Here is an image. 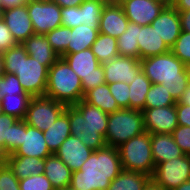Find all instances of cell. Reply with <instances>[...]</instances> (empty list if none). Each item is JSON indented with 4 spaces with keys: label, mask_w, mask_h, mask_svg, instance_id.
<instances>
[{
    "label": "cell",
    "mask_w": 190,
    "mask_h": 190,
    "mask_svg": "<svg viewBox=\"0 0 190 190\" xmlns=\"http://www.w3.org/2000/svg\"><path fill=\"white\" fill-rule=\"evenodd\" d=\"M2 20L19 44H22L31 35L35 34L26 4L4 9L2 11Z\"/></svg>",
    "instance_id": "cell-15"
},
{
    "label": "cell",
    "mask_w": 190,
    "mask_h": 190,
    "mask_svg": "<svg viewBox=\"0 0 190 190\" xmlns=\"http://www.w3.org/2000/svg\"><path fill=\"white\" fill-rule=\"evenodd\" d=\"M171 135L183 153L190 155V127L178 125Z\"/></svg>",
    "instance_id": "cell-44"
},
{
    "label": "cell",
    "mask_w": 190,
    "mask_h": 190,
    "mask_svg": "<svg viewBox=\"0 0 190 190\" xmlns=\"http://www.w3.org/2000/svg\"><path fill=\"white\" fill-rule=\"evenodd\" d=\"M66 105L46 96L32 97L25 118L28 125L45 131L65 111Z\"/></svg>",
    "instance_id": "cell-9"
},
{
    "label": "cell",
    "mask_w": 190,
    "mask_h": 190,
    "mask_svg": "<svg viewBox=\"0 0 190 190\" xmlns=\"http://www.w3.org/2000/svg\"><path fill=\"white\" fill-rule=\"evenodd\" d=\"M99 29L88 27L84 24L69 28L68 53H77L91 48L96 41Z\"/></svg>",
    "instance_id": "cell-26"
},
{
    "label": "cell",
    "mask_w": 190,
    "mask_h": 190,
    "mask_svg": "<svg viewBox=\"0 0 190 190\" xmlns=\"http://www.w3.org/2000/svg\"><path fill=\"white\" fill-rule=\"evenodd\" d=\"M52 1L57 3L61 8H63V7L80 6V4L85 0H52Z\"/></svg>",
    "instance_id": "cell-49"
},
{
    "label": "cell",
    "mask_w": 190,
    "mask_h": 190,
    "mask_svg": "<svg viewBox=\"0 0 190 190\" xmlns=\"http://www.w3.org/2000/svg\"><path fill=\"white\" fill-rule=\"evenodd\" d=\"M103 2H105L106 4H111V3H120L121 0H101Z\"/></svg>",
    "instance_id": "cell-56"
},
{
    "label": "cell",
    "mask_w": 190,
    "mask_h": 190,
    "mask_svg": "<svg viewBox=\"0 0 190 190\" xmlns=\"http://www.w3.org/2000/svg\"><path fill=\"white\" fill-rule=\"evenodd\" d=\"M139 59L161 55L170 51V48L151 26L138 25Z\"/></svg>",
    "instance_id": "cell-20"
},
{
    "label": "cell",
    "mask_w": 190,
    "mask_h": 190,
    "mask_svg": "<svg viewBox=\"0 0 190 190\" xmlns=\"http://www.w3.org/2000/svg\"><path fill=\"white\" fill-rule=\"evenodd\" d=\"M179 102L190 106V84L188 85V88L184 91Z\"/></svg>",
    "instance_id": "cell-52"
},
{
    "label": "cell",
    "mask_w": 190,
    "mask_h": 190,
    "mask_svg": "<svg viewBox=\"0 0 190 190\" xmlns=\"http://www.w3.org/2000/svg\"><path fill=\"white\" fill-rule=\"evenodd\" d=\"M29 0H1V6L2 10L10 7H16V6H21L24 5L28 2Z\"/></svg>",
    "instance_id": "cell-48"
},
{
    "label": "cell",
    "mask_w": 190,
    "mask_h": 190,
    "mask_svg": "<svg viewBox=\"0 0 190 190\" xmlns=\"http://www.w3.org/2000/svg\"><path fill=\"white\" fill-rule=\"evenodd\" d=\"M109 90L120 108H129V84L125 82L109 83Z\"/></svg>",
    "instance_id": "cell-40"
},
{
    "label": "cell",
    "mask_w": 190,
    "mask_h": 190,
    "mask_svg": "<svg viewBox=\"0 0 190 190\" xmlns=\"http://www.w3.org/2000/svg\"><path fill=\"white\" fill-rule=\"evenodd\" d=\"M176 101L161 84H152L146 95L145 108H156L175 105Z\"/></svg>",
    "instance_id": "cell-34"
},
{
    "label": "cell",
    "mask_w": 190,
    "mask_h": 190,
    "mask_svg": "<svg viewBox=\"0 0 190 190\" xmlns=\"http://www.w3.org/2000/svg\"><path fill=\"white\" fill-rule=\"evenodd\" d=\"M22 45L28 56L41 62L48 69L60 58L45 35L33 34Z\"/></svg>",
    "instance_id": "cell-21"
},
{
    "label": "cell",
    "mask_w": 190,
    "mask_h": 190,
    "mask_svg": "<svg viewBox=\"0 0 190 190\" xmlns=\"http://www.w3.org/2000/svg\"><path fill=\"white\" fill-rule=\"evenodd\" d=\"M17 120L15 117L7 114L0 115V150L4 156H8L10 126Z\"/></svg>",
    "instance_id": "cell-41"
},
{
    "label": "cell",
    "mask_w": 190,
    "mask_h": 190,
    "mask_svg": "<svg viewBox=\"0 0 190 190\" xmlns=\"http://www.w3.org/2000/svg\"><path fill=\"white\" fill-rule=\"evenodd\" d=\"M186 71H187L188 79H189V82H190V64L186 65Z\"/></svg>",
    "instance_id": "cell-58"
},
{
    "label": "cell",
    "mask_w": 190,
    "mask_h": 190,
    "mask_svg": "<svg viewBox=\"0 0 190 190\" xmlns=\"http://www.w3.org/2000/svg\"><path fill=\"white\" fill-rule=\"evenodd\" d=\"M142 71L152 84H161L177 102L190 84L186 65L171 51L140 60Z\"/></svg>",
    "instance_id": "cell-3"
},
{
    "label": "cell",
    "mask_w": 190,
    "mask_h": 190,
    "mask_svg": "<svg viewBox=\"0 0 190 190\" xmlns=\"http://www.w3.org/2000/svg\"><path fill=\"white\" fill-rule=\"evenodd\" d=\"M5 74L4 72V62H3V59H2V56L0 54V78Z\"/></svg>",
    "instance_id": "cell-54"
},
{
    "label": "cell",
    "mask_w": 190,
    "mask_h": 190,
    "mask_svg": "<svg viewBox=\"0 0 190 190\" xmlns=\"http://www.w3.org/2000/svg\"><path fill=\"white\" fill-rule=\"evenodd\" d=\"M52 155L47 147L43 131H40L23 120L22 145L8 156H28L45 159Z\"/></svg>",
    "instance_id": "cell-16"
},
{
    "label": "cell",
    "mask_w": 190,
    "mask_h": 190,
    "mask_svg": "<svg viewBox=\"0 0 190 190\" xmlns=\"http://www.w3.org/2000/svg\"><path fill=\"white\" fill-rule=\"evenodd\" d=\"M52 49L62 57L68 54L69 43V28L66 26H60L54 30H51L46 35Z\"/></svg>",
    "instance_id": "cell-35"
},
{
    "label": "cell",
    "mask_w": 190,
    "mask_h": 190,
    "mask_svg": "<svg viewBox=\"0 0 190 190\" xmlns=\"http://www.w3.org/2000/svg\"><path fill=\"white\" fill-rule=\"evenodd\" d=\"M2 9H0V19L2 18Z\"/></svg>",
    "instance_id": "cell-60"
},
{
    "label": "cell",
    "mask_w": 190,
    "mask_h": 190,
    "mask_svg": "<svg viewBox=\"0 0 190 190\" xmlns=\"http://www.w3.org/2000/svg\"><path fill=\"white\" fill-rule=\"evenodd\" d=\"M26 5L35 34L46 35L62 25L61 7L52 0H29Z\"/></svg>",
    "instance_id": "cell-10"
},
{
    "label": "cell",
    "mask_w": 190,
    "mask_h": 190,
    "mask_svg": "<svg viewBox=\"0 0 190 190\" xmlns=\"http://www.w3.org/2000/svg\"><path fill=\"white\" fill-rule=\"evenodd\" d=\"M18 43L14 39L11 31L4 23L2 18L0 19V54L8 50L9 48L17 45Z\"/></svg>",
    "instance_id": "cell-45"
},
{
    "label": "cell",
    "mask_w": 190,
    "mask_h": 190,
    "mask_svg": "<svg viewBox=\"0 0 190 190\" xmlns=\"http://www.w3.org/2000/svg\"><path fill=\"white\" fill-rule=\"evenodd\" d=\"M5 162L19 180L44 173L45 159L28 156H5Z\"/></svg>",
    "instance_id": "cell-24"
},
{
    "label": "cell",
    "mask_w": 190,
    "mask_h": 190,
    "mask_svg": "<svg viewBox=\"0 0 190 190\" xmlns=\"http://www.w3.org/2000/svg\"><path fill=\"white\" fill-rule=\"evenodd\" d=\"M20 190H55L44 174L31 175L19 180Z\"/></svg>",
    "instance_id": "cell-38"
},
{
    "label": "cell",
    "mask_w": 190,
    "mask_h": 190,
    "mask_svg": "<svg viewBox=\"0 0 190 190\" xmlns=\"http://www.w3.org/2000/svg\"><path fill=\"white\" fill-rule=\"evenodd\" d=\"M151 81L145 76L144 72H139L134 81L129 84V108L136 110L145 109L146 95L151 87Z\"/></svg>",
    "instance_id": "cell-29"
},
{
    "label": "cell",
    "mask_w": 190,
    "mask_h": 190,
    "mask_svg": "<svg viewBox=\"0 0 190 190\" xmlns=\"http://www.w3.org/2000/svg\"><path fill=\"white\" fill-rule=\"evenodd\" d=\"M23 138V119H18L10 126L8 155L13 154L21 145Z\"/></svg>",
    "instance_id": "cell-43"
},
{
    "label": "cell",
    "mask_w": 190,
    "mask_h": 190,
    "mask_svg": "<svg viewBox=\"0 0 190 190\" xmlns=\"http://www.w3.org/2000/svg\"><path fill=\"white\" fill-rule=\"evenodd\" d=\"M93 152L89 147L83 144L80 139L70 135L55 152L68 167L74 172L80 170V167L89 158Z\"/></svg>",
    "instance_id": "cell-18"
},
{
    "label": "cell",
    "mask_w": 190,
    "mask_h": 190,
    "mask_svg": "<svg viewBox=\"0 0 190 190\" xmlns=\"http://www.w3.org/2000/svg\"><path fill=\"white\" fill-rule=\"evenodd\" d=\"M28 94L13 73H5L0 78V97L5 95Z\"/></svg>",
    "instance_id": "cell-36"
},
{
    "label": "cell",
    "mask_w": 190,
    "mask_h": 190,
    "mask_svg": "<svg viewBox=\"0 0 190 190\" xmlns=\"http://www.w3.org/2000/svg\"><path fill=\"white\" fill-rule=\"evenodd\" d=\"M151 176L140 172L122 170L110 183L107 190H143Z\"/></svg>",
    "instance_id": "cell-28"
},
{
    "label": "cell",
    "mask_w": 190,
    "mask_h": 190,
    "mask_svg": "<svg viewBox=\"0 0 190 190\" xmlns=\"http://www.w3.org/2000/svg\"><path fill=\"white\" fill-rule=\"evenodd\" d=\"M174 190H190V180L183 182L179 187H176Z\"/></svg>",
    "instance_id": "cell-53"
},
{
    "label": "cell",
    "mask_w": 190,
    "mask_h": 190,
    "mask_svg": "<svg viewBox=\"0 0 190 190\" xmlns=\"http://www.w3.org/2000/svg\"><path fill=\"white\" fill-rule=\"evenodd\" d=\"M177 11L190 10V0H174L172 5Z\"/></svg>",
    "instance_id": "cell-50"
},
{
    "label": "cell",
    "mask_w": 190,
    "mask_h": 190,
    "mask_svg": "<svg viewBox=\"0 0 190 190\" xmlns=\"http://www.w3.org/2000/svg\"><path fill=\"white\" fill-rule=\"evenodd\" d=\"M145 132L141 110L121 108L109 113L105 135L107 146L118 148L120 145Z\"/></svg>",
    "instance_id": "cell-6"
},
{
    "label": "cell",
    "mask_w": 190,
    "mask_h": 190,
    "mask_svg": "<svg viewBox=\"0 0 190 190\" xmlns=\"http://www.w3.org/2000/svg\"><path fill=\"white\" fill-rule=\"evenodd\" d=\"M3 114L2 104H1V97H0V115Z\"/></svg>",
    "instance_id": "cell-59"
},
{
    "label": "cell",
    "mask_w": 190,
    "mask_h": 190,
    "mask_svg": "<svg viewBox=\"0 0 190 190\" xmlns=\"http://www.w3.org/2000/svg\"><path fill=\"white\" fill-rule=\"evenodd\" d=\"M47 147L52 154L59 149L61 144L71 135L68 114L64 111L58 119L43 131Z\"/></svg>",
    "instance_id": "cell-25"
},
{
    "label": "cell",
    "mask_w": 190,
    "mask_h": 190,
    "mask_svg": "<svg viewBox=\"0 0 190 190\" xmlns=\"http://www.w3.org/2000/svg\"><path fill=\"white\" fill-rule=\"evenodd\" d=\"M62 26L70 29L82 24L80 6L61 8Z\"/></svg>",
    "instance_id": "cell-42"
},
{
    "label": "cell",
    "mask_w": 190,
    "mask_h": 190,
    "mask_svg": "<svg viewBox=\"0 0 190 190\" xmlns=\"http://www.w3.org/2000/svg\"><path fill=\"white\" fill-rule=\"evenodd\" d=\"M122 170L153 175L155 163L151 150V134L144 132L118 147Z\"/></svg>",
    "instance_id": "cell-7"
},
{
    "label": "cell",
    "mask_w": 190,
    "mask_h": 190,
    "mask_svg": "<svg viewBox=\"0 0 190 190\" xmlns=\"http://www.w3.org/2000/svg\"><path fill=\"white\" fill-rule=\"evenodd\" d=\"M1 56L4 72L15 74L28 94L32 97L45 95L49 69L28 56L22 44L9 48Z\"/></svg>",
    "instance_id": "cell-4"
},
{
    "label": "cell",
    "mask_w": 190,
    "mask_h": 190,
    "mask_svg": "<svg viewBox=\"0 0 190 190\" xmlns=\"http://www.w3.org/2000/svg\"><path fill=\"white\" fill-rule=\"evenodd\" d=\"M138 24L129 22L126 31L117 38V48L120 56L139 59Z\"/></svg>",
    "instance_id": "cell-30"
},
{
    "label": "cell",
    "mask_w": 190,
    "mask_h": 190,
    "mask_svg": "<svg viewBox=\"0 0 190 190\" xmlns=\"http://www.w3.org/2000/svg\"><path fill=\"white\" fill-rule=\"evenodd\" d=\"M122 165L118 148L105 146L93 151L80 170L72 172L70 190H107L120 174Z\"/></svg>",
    "instance_id": "cell-1"
},
{
    "label": "cell",
    "mask_w": 190,
    "mask_h": 190,
    "mask_svg": "<svg viewBox=\"0 0 190 190\" xmlns=\"http://www.w3.org/2000/svg\"><path fill=\"white\" fill-rule=\"evenodd\" d=\"M105 83L125 82L130 84L135 76L142 71L140 59L116 56L109 62L103 63Z\"/></svg>",
    "instance_id": "cell-13"
},
{
    "label": "cell",
    "mask_w": 190,
    "mask_h": 190,
    "mask_svg": "<svg viewBox=\"0 0 190 190\" xmlns=\"http://www.w3.org/2000/svg\"><path fill=\"white\" fill-rule=\"evenodd\" d=\"M44 96L61 102L66 106H73L84 97L81 79L62 57L48 70Z\"/></svg>",
    "instance_id": "cell-5"
},
{
    "label": "cell",
    "mask_w": 190,
    "mask_h": 190,
    "mask_svg": "<svg viewBox=\"0 0 190 190\" xmlns=\"http://www.w3.org/2000/svg\"><path fill=\"white\" fill-rule=\"evenodd\" d=\"M120 4L129 22L140 26L150 25L166 7L156 0H121Z\"/></svg>",
    "instance_id": "cell-14"
},
{
    "label": "cell",
    "mask_w": 190,
    "mask_h": 190,
    "mask_svg": "<svg viewBox=\"0 0 190 190\" xmlns=\"http://www.w3.org/2000/svg\"><path fill=\"white\" fill-rule=\"evenodd\" d=\"M0 190H20L19 179L6 162L0 164Z\"/></svg>",
    "instance_id": "cell-39"
},
{
    "label": "cell",
    "mask_w": 190,
    "mask_h": 190,
    "mask_svg": "<svg viewBox=\"0 0 190 190\" xmlns=\"http://www.w3.org/2000/svg\"><path fill=\"white\" fill-rule=\"evenodd\" d=\"M32 96L30 94L5 95L1 97L3 114L24 119Z\"/></svg>",
    "instance_id": "cell-32"
},
{
    "label": "cell",
    "mask_w": 190,
    "mask_h": 190,
    "mask_svg": "<svg viewBox=\"0 0 190 190\" xmlns=\"http://www.w3.org/2000/svg\"><path fill=\"white\" fill-rule=\"evenodd\" d=\"M62 58L81 79L84 94L105 83L103 66L96 59L91 48L77 53H68Z\"/></svg>",
    "instance_id": "cell-8"
},
{
    "label": "cell",
    "mask_w": 190,
    "mask_h": 190,
    "mask_svg": "<svg viewBox=\"0 0 190 190\" xmlns=\"http://www.w3.org/2000/svg\"><path fill=\"white\" fill-rule=\"evenodd\" d=\"M170 51L185 65L190 64V32L181 31Z\"/></svg>",
    "instance_id": "cell-37"
},
{
    "label": "cell",
    "mask_w": 190,
    "mask_h": 190,
    "mask_svg": "<svg viewBox=\"0 0 190 190\" xmlns=\"http://www.w3.org/2000/svg\"><path fill=\"white\" fill-rule=\"evenodd\" d=\"M156 1L163 3L165 6H172L174 3V0H156Z\"/></svg>",
    "instance_id": "cell-55"
},
{
    "label": "cell",
    "mask_w": 190,
    "mask_h": 190,
    "mask_svg": "<svg viewBox=\"0 0 190 190\" xmlns=\"http://www.w3.org/2000/svg\"><path fill=\"white\" fill-rule=\"evenodd\" d=\"M151 150L155 166L184 155L171 134H151Z\"/></svg>",
    "instance_id": "cell-23"
},
{
    "label": "cell",
    "mask_w": 190,
    "mask_h": 190,
    "mask_svg": "<svg viewBox=\"0 0 190 190\" xmlns=\"http://www.w3.org/2000/svg\"><path fill=\"white\" fill-rule=\"evenodd\" d=\"M150 25L169 48L175 44L181 33L179 12L173 6H166Z\"/></svg>",
    "instance_id": "cell-17"
},
{
    "label": "cell",
    "mask_w": 190,
    "mask_h": 190,
    "mask_svg": "<svg viewBox=\"0 0 190 190\" xmlns=\"http://www.w3.org/2000/svg\"><path fill=\"white\" fill-rule=\"evenodd\" d=\"M3 162H5V156L0 150V164L3 163Z\"/></svg>",
    "instance_id": "cell-57"
},
{
    "label": "cell",
    "mask_w": 190,
    "mask_h": 190,
    "mask_svg": "<svg viewBox=\"0 0 190 190\" xmlns=\"http://www.w3.org/2000/svg\"><path fill=\"white\" fill-rule=\"evenodd\" d=\"M83 100L108 114L121 109L112 96L107 83L88 90L84 94Z\"/></svg>",
    "instance_id": "cell-27"
},
{
    "label": "cell",
    "mask_w": 190,
    "mask_h": 190,
    "mask_svg": "<svg viewBox=\"0 0 190 190\" xmlns=\"http://www.w3.org/2000/svg\"><path fill=\"white\" fill-rule=\"evenodd\" d=\"M69 116L70 133L91 150L106 146L105 135L109 114L83 99L73 106H66Z\"/></svg>",
    "instance_id": "cell-2"
},
{
    "label": "cell",
    "mask_w": 190,
    "mask_h": 190,
    "mask_svg": "<svg viewBox=\"0 0 190 190\" xmlns=\"http://www.w3.org/2000/svg\"><path fill=\"white\" fill-rule=\"evenodd\" d=\"M142 114L145 131L150 134H171L178 126L175 105L145 108Z\"/></svg>",
    "instance_id": "cell-12"
},
{
    "label": "cell",
    "mask_w": 190,
    "mask_h": 190,
    "mask_svg": "<svg viewBox=\"0 0 190 190\" xmlns=\"http://www.w3.org/2000/svg\"><path fill=\"white\" fill-rule=\"evenodd\" d=\"M175 106L178 125L190 127V106L179 101L176 102Z\"/></svg>",
    "instance_id": "cell-46"
},
{
    "label": "cell",
    "mask_w": 190,
    "mask_h": 190,
    "mask_svg": "<svg viewBox=\"0 0 190 190\" xmlns=\"http://www.w3.org/2000/svg\"><path fill=\"white\" fill-rule=\"evenodd\" d=\"M143 190H163L152 178L146 183Z\"/></svg>",
    "instance_id": "cell-51"
},
{
    "label": "cell",
    "mask_w": 190,
    "mask_h": 190,
    "mask_svg": "<svg viewBox=\"0 0 190 190\" xmlns=\"http://www.w3.org/2000/svg\"><path fill=\"white\" fill-rule=\"evenodd\" d=\"M163 190H174L190 180V155L161 162L151 177Z\"/></svg>",
    "instance_id": "cell-11"
},
{
    "label": "cell",
    "mask_w": 190,
    "mask_h": 190,
    "mask_svg": "<svg viewBox=\"0 0 190 190\" xmlns=\"http://www.w3.org/2000/svg\"><path fill=\"white\" fill-rule=\"evenodd\" d=\"M105 2L101 0H85L80 4L82 24L99 29L100 17L103 11Z\"/></svg>",
    "instance_id": "cell-33"
},
{
    "label": "cell",
    "mask_w": 190,
    "mask_h": 190,
    "mask_svg": "<svg viewBox=\"0 0 190 190\" xmlns=\"http://www.w3.org/2000/svg\"><path fill=\"white\" fill-rule=\"evenodd\" d=\"M128 23L120 3L106 4L100 17L99 33L118 38L126 31Z\"/></svg>",
    "instance_id": "cell-19"
},
{
    "label": "cell",
    "mask_w": 190,
    "mask_h": 190,
    "mask_svg": "<svg viewBox=\"0 0 190 190\" xmlns=\"http://www.w3.org/2000/svg\"><path fill=\"white\" fill-rule=\"evenodd\" d=\"M91 49L100 64L109 62L119 55L117 38L107 34L98 33L96 41L92 44Z\"/></svg>",
    "instance_id": "cell-31"
},
{
    "label": "cell",
    "mask_w": 190,
    "mask_h": 190,
    "mask_svg": "<svg viewBox=\"0 0 190 190\" xmlns=\"http://www.w3.org/2000/svg\"><path fill=\"white\" fill-rule=\"evenodd\" d=\"M178 12L181 23V31L190 32V10Z\"/></svg>",
    "instance_id": "cell-47"
},
{
    "label": "cell",
    "mask_w": 190,
    "mask_h": 190,
    "mask_svg": "<svg viewBox=\"0 0 190 190\" xmlns=\"http://www.w3.org/2000/svg\"><path fill=\"white\" fill-rule=\"evenodd\" d=\"M43 174L49 179L55 190L69 189L72 171L55 154L45 158Z\"/></svg>",
    "instance_id": "cell-22"
}]
</instances>
